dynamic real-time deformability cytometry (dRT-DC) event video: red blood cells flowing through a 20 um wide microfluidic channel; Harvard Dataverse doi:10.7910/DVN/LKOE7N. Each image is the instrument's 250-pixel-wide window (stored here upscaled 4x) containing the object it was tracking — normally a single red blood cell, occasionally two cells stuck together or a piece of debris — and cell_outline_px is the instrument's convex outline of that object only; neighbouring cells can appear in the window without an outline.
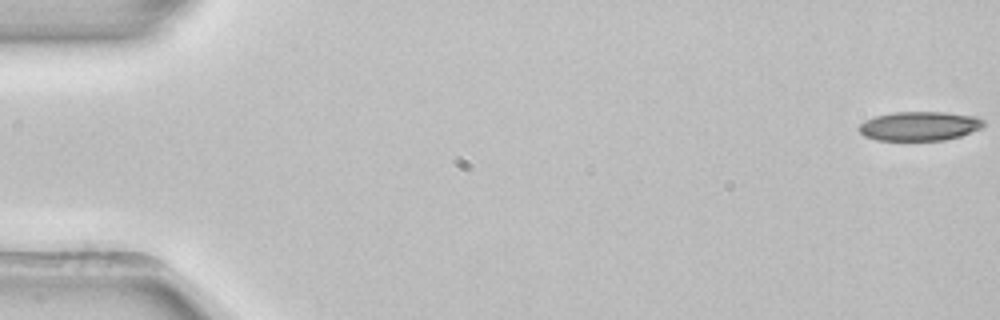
{"species": "common noctule bat (a hibernating species)", "species_latin": "Nyctalus noctula", "temperature_condition": "room temperature", "stored_images_in_passage": 53, "camera_frame_rate_fps": 3000, "um_per_image_px": 0.085, "animal": {"sex": "female", "body_mass_g": 22.7, "forearm_length_mm": 54.2}, "frame": {"image": 1, "passage_image": 1, "time_ms": 0.0, "image_size_px": [1000, 320], "cell_outline_px": [[984, 124], [980, 128], [960, 136], [944, 140], [876, 140], [864, 136], [856, 128], [864, 120], [876, 116], [892, 112], [944, 112], [976, 116], [984, 120]], "centroid_in_image_um": [78.12, 10.71], "position_along_channel_um": 6.9, "area_um2": 21.21}}
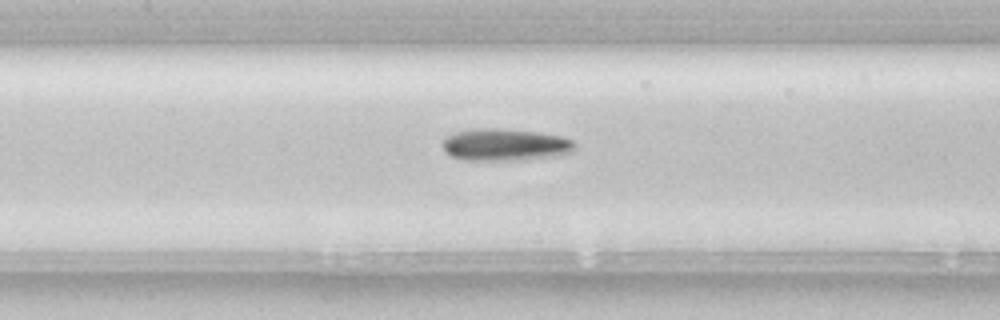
{"frame": {"image": 2, "passage_image": 25, "time_ms": 8.0, "image_size_px": [1000, 320], "cell_outline_px": [[576, 148], [572, 152], [520, 160], [464, 160], [452, 156], [444, 152], [440, 144], [448, 136], [456, 132], [472, 128], [496, 128], [536, 132], [560, 136], [572, 140], [576, 144]], "centroid_in_image_um": [42.87, 12.3], "position_along_channel_um": 164.5, "area_um2": 24.62}}
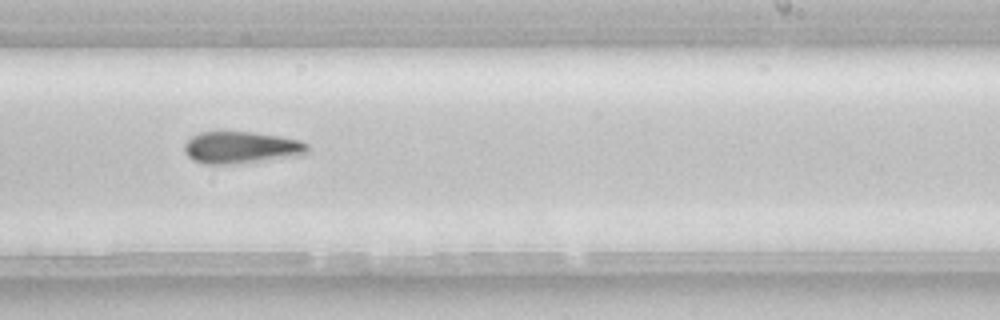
{"frame": {"image": 3, "passage_image": 33, "time_ms": 10.667, "image_size_px": [1000, 320], "cell_outline_px": [[308, 152], [304, 156], [228, 164], [204, 164], [192, 160], [184, 152], [184, 144], [192, 136], [200, 132], [252, 132], [280, 136], [300, 140], [308, 144]], "centroid_in_image_um": [20.53, 12.54], "position_along_channel_um": 268.5, "area_um2": 23.12}, "authors_computed_cell_mechanics": {"area_um2": 22.5998, "velocity_mm_per_s": 3.9225, "shape_relaxation_time_tau1_ms": 5.0421, "shape_relaxation_time_tau2_ms": null, "deformation_change_tau1": 0.1154, "deformation_change_tau2": null}}